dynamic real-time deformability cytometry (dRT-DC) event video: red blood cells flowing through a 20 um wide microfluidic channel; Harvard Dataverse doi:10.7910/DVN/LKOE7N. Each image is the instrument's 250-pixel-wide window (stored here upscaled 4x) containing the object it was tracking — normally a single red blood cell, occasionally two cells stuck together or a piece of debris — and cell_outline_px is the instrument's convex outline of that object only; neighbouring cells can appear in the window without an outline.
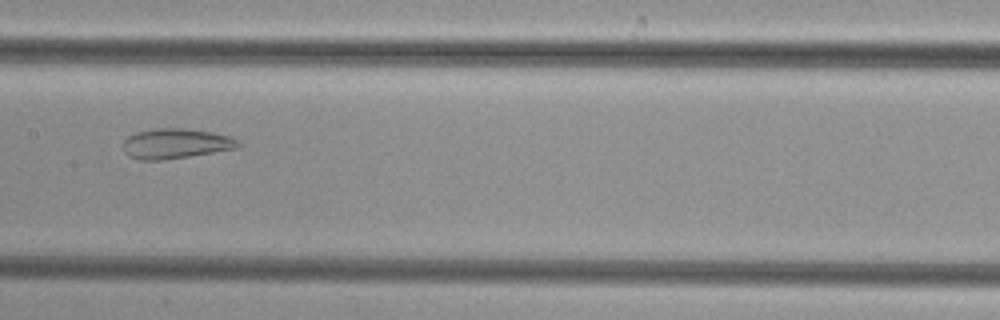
{"species": "common noctule bat (a hibernating species)", "species_latin": "Nyctalus noctula", "temperature_condition": "cold", "stored_images_in_passage": 40, "camera_frame_rate_fps": 3000, "um_per_image_px": 0.085, "animal": {"sex": "female", "body_mass_g": 29.2, "forearm_length_mm": 56.3}, "frame": {"image": 1, "passage_image": 15, "time_ms": 4.667, "image_size_px": [1000, 320], "cell_outline_px": [[240, 148], [164, 160], [140, 160], [128, 156], [124, 152], [124, 140], [128, 136], [136, 132], [156, 128], [184, 128], [212, 132], [232, 136], [240, 144]], "centroid_in_image_um": [14.94, 12.2], "position_along_channel_um": 192.5, "area_um2": 20.29}}
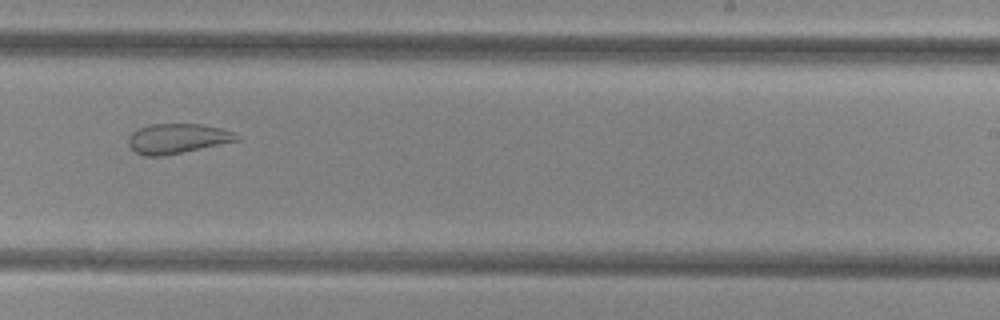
{"frame": {"image": 2, "passage_image": 21, "time_ms": 6.667, "image_size_px": [1000, 320], "cell_outline_px": [[240, 140], [184, 152], [164, 156], [144, 156], [136, 152], [128, 144], [128, 136], [132, 132], [148, 124], [200, 124], [220, 128], [236, 132], [240, 136]], "centroid_in_image_um": [15.09, 11.78], "position_along_channel_um": 273.9, "area_um2": 18.96}}
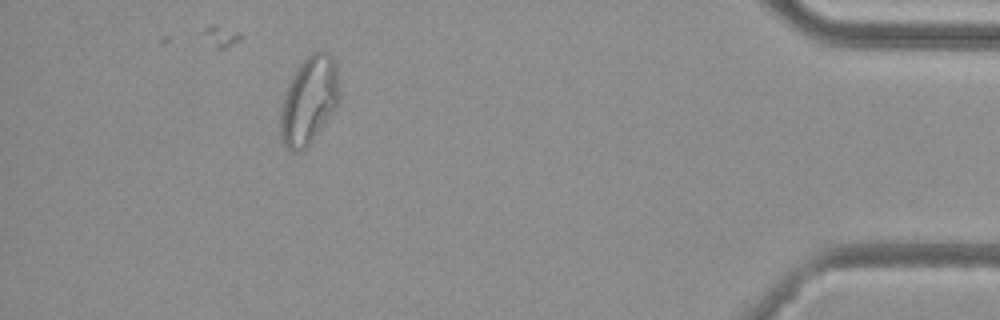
{"frame": {"image": 3, "passage_image": 35, "time_ms": 11.333, "image_size_px": [1000, 320], "cell_outline_px": [[340, 96], [336, 108], [312, 140], [300, 152], [288, 152], [284, 148], [280, 140], [280, 104], [296, 64], [304, 56], [320, 48], [328, 52], [332, 56], [336, 64], [340, 92]], "centroid_in_image_um": [26.23, 8.49], "position_along_channel_um": 409.0, "area_um2": 31.15}}